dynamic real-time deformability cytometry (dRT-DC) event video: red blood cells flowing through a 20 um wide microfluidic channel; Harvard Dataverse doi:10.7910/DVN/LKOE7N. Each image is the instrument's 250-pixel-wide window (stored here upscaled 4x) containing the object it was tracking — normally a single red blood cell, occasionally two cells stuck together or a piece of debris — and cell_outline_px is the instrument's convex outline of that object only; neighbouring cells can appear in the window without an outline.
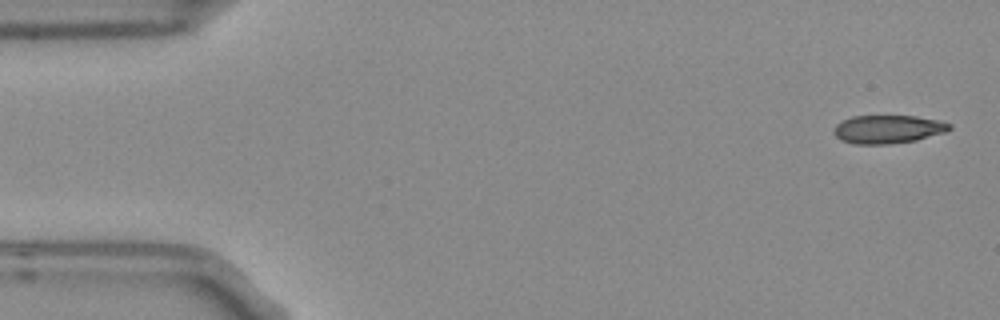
{"species": "Egyptian fruit bat (a non-hibernating species)", "species_latin": "Rousettus aegyptiacus", "temperature_condition": "room temperature", "stored_images_in_passage": 6, "segment_of_instrument_passage": [1, 2], "camera_frame_rate_fps": 3000, "um_per_image_px": 0.085, "frame": {"image": 1, "passage_image": 1, "time_ms": 0.0, "image_size_px": [1000, 320], "cell_outline_px": [[952, 128], [944, 132], [916, 140], [888, 144], [852, 144], [840, 140], [832, 132], [836, 124], [852, 116], [916, 116], [936, 120], [952, 124]], "centroid_in_image_um": [75.44, 10.99], "position_along_channel_um": 9.6, "area_um2": 19.02}}
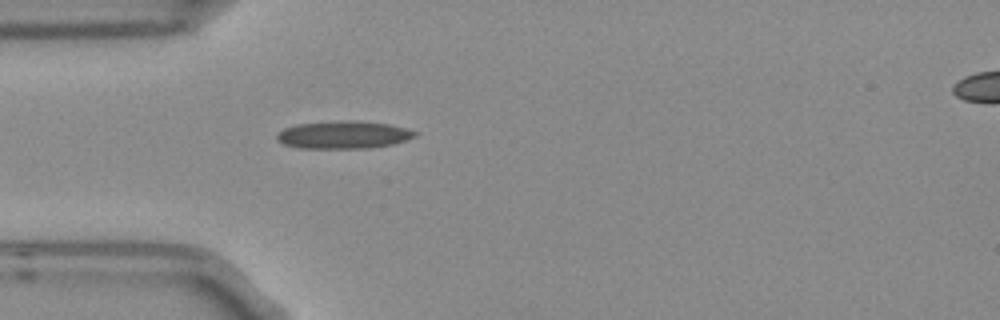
{"frame": {"image": 2, "passage_image": 5, "time_ms": 1.333, "image_size_px": [1000, 320], "cell_outline_px": [[416, 136], [392, 144], [372, 148], [300, 148], [284, 144], [276, 140], [276, 136], [284, 128], [296, 124], [352, 120], [356, 120], [388, 124], [404, 128], [416, 132]], "centroid_in_image_um": [29.17, 11.46], "position_along_channel_um": 55.8, "area_um2": 22.02}}